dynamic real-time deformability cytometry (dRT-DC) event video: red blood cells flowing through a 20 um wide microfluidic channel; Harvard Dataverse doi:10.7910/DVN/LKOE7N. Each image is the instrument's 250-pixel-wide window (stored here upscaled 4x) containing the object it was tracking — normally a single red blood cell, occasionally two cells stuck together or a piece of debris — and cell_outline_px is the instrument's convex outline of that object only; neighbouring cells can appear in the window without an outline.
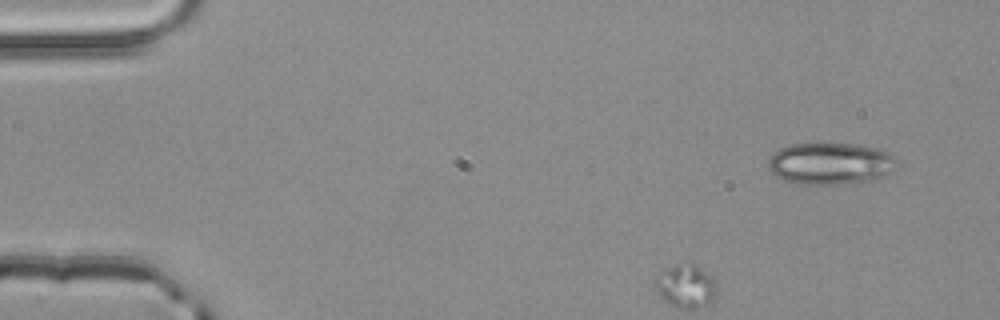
{"species": "common noctule bat (a hibernating species)", "species_latin": "Nyctalus noctula", "temperature_condition": "room temperature", "stored_images_in_passage": 4, "camera_frame_rate_fps": 3000, "um_per_image_px": 0.085, "animal": {"sex": "male", "body_mass_g": 20.4}, "frame": {"image": 1, "passage_image": 1, "time_ms": 0.0, "image_size_px": [1000, 320], "cell_outline_px": [[900, 160], [892, 172], [884, 176], [872, 180], [836, 184], [800, 184], [784, 180], [776, 176], [768, 168], [768, 160], [780, 148], [792, 144], [820, 140], [856, 144], [880, 148], [896, 156]], "centroid_in_image_um": [70.63, 13.85], "position_along_channel_um": 14.4, "area_um2": 32.43}}